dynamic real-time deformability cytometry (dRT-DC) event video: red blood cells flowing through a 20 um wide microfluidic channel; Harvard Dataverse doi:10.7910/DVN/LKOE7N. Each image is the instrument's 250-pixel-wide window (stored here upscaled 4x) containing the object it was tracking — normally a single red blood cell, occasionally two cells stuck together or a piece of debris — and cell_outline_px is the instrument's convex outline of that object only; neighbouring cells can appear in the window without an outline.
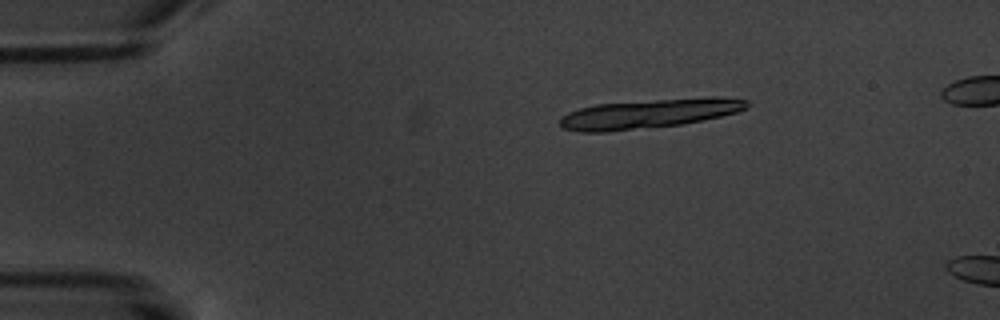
{"species": "common noctule bat (a hibernating species)", "species_latin": "Nyctalus noctula", "temperature_condition": "warm", "stored_images_in_passage": 5, "camera_frame_rate_fps": 3000, "um_per_image_px": 0.085, "animal": {"sex": "male", "body_mass_g": 20.1, "forearm_length_mm": 53.5}, "frame": {"image": 1, "passage_image": 3, "time_ms": 2.333, "image_size_px": [1000, 320], "cell_outline_px": [[748, 104], [744, 108], [736, 112], [704, 120], [680, 124], [608, 132], [580, 132], [564, 128], [560, 124], [560, 116], [568, 112], [580, 108], [596, 104], [712, 96], [724, 96], [748, 100]], "centroid_in_image_um": [55.16, 9.65], "position_along_channel_um": 29.8, "area_um2": 31.85}}